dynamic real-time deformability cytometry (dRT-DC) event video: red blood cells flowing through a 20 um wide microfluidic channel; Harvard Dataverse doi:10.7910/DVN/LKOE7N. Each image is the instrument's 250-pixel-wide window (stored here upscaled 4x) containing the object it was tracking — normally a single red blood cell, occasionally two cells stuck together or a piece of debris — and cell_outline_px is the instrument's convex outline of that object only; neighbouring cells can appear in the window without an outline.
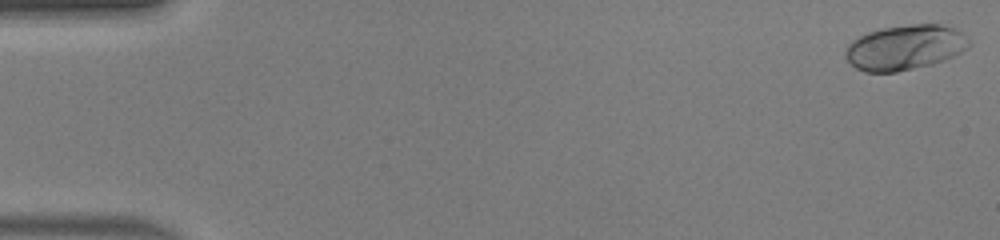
{"species": "human", "species_latin": "Homo sapiens", "temperature_condition": "warm", "stored_images_in_passage": 49, "camera_frame_rate_fps": 3000, "um_per_image_px": 0.085, "donor": {"sex": "male"}, "frame": {"image": 1, "passage_image": 1, "time_ms": 0.0, "image_size_px": [1000, 240], "cell_outline_px": [[972, 44], [968, 48], [952, 56], [932, 64], [896, 72], [864, 72], [856, 68], [844, 56], [844, 52], [848, 44], [852, 40], [868, 32], [884, 28], [908, 24], [940, 24], [956, 28]], "centroid_in_image_um": [76.9, 4.03], "position_along_channel_um": 8.1, "area_um2": 32.31}}
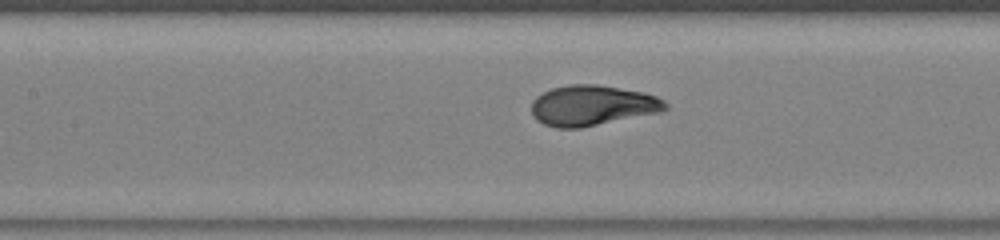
{"frame": {"image": 2, "passage_image": 23, "time_ms": 7.333, "image_size_px": [1000, 240], "cell_outline_px": [[668, 108], [660, 112], [580, 128], [556, 128], [544, 124], [536, 120], [532, 116], [532, 100], [536, 96], [552, 88], [568, 84], [596, 84], [644, 92], [656, 96], [664, 100], [668, 104]], "centroid_in_image_um": [50.33, 8.96], "position_along_channel_um": 157.1, "area_um2": 31.62}}
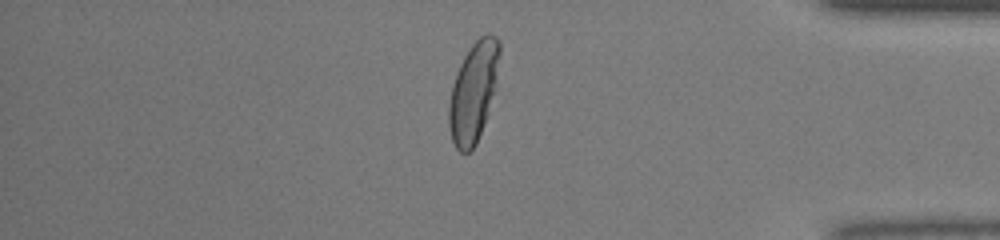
{"frame": {"image": 3, "passage_image": 42, "time_ms": 13.667, "image_size_px": [1000, 240], "cell_outline_px": [[500, 52], [496, 80], [484, 120], [476, 144], [468, 152], [460, 152], [456, 148], [452, 140], [448, 124], [448, 104], [452, 84], [456, 72], [464, 56], [472, 44], [480, 36], [488, 32], [496, 36], [500, 40]], "centroid_in_image_um": [40.21, 7.76], "position_along_channel_um": 395.0, "area_um2": 28.96}, "authors_computed_cell_mechanics": {"area_um2": 31.1542, "velocity_mm_per_s": 4.1845, "shape_relaxation_time_tau1_ms": 3.0433, "shape_relaxation_time_tau2_ms": null, "deformation_change_tau1": 0.2033, "deformation_change_tau2": null}}